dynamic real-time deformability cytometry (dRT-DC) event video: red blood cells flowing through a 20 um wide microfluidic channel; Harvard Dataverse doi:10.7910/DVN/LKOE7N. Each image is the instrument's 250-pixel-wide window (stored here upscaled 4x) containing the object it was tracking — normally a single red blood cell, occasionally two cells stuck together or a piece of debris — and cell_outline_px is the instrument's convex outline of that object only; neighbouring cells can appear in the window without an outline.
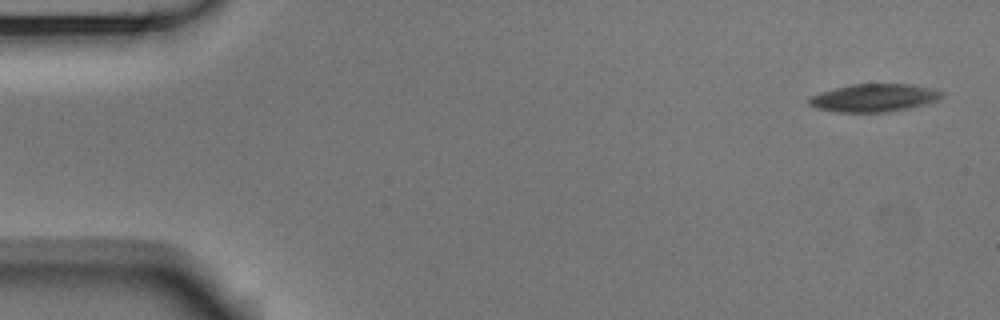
{"species": "Egyptian fruit bat (a non-hibernating species)", "species_latin": "Rousettus aegyptiacus", "temperature_condition": "room temperature", "stored_images_in_passage": 8, "camera_frame_rate_fps": 3000, "um_per_image_px": 0.085, "animal": {"sex": "male"}, "frame": {"image": 1, "passage_image": 1, "time_ms": 0.0, "image_size_px": [1000, 320], "cell_outline_px": [[944, 96], [936, 100], [924, 104], [908, 108], [888, 112], [840, 112], [816, 108], [808, 104], [808, 100], [812, 96], [820, 92], [848, 84], [912, 84], [932, 88], [944, 92]], "centroid_in_image_um": [74.29, 8.31], "position_along_channel_um": 10.7, "area_um2": 21.56}}
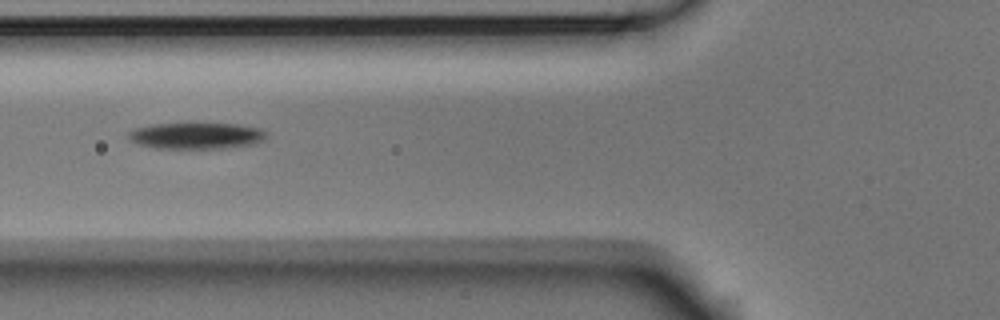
{"frame": {"image": 2, "passage_image": 6, "time_ms": 1.667, "image_size_px": [1000, 320], "cell_outline_px": [[268, 132], [260, 140], [252, 144], [224, 148], [160, 148], [140, 144], [132, 140], [128, 136], [128, 132], [136, 128], [152, 124], [188, 120], [236, 124], [260, 128]], "centroid_in_image_um": [16.67, 11.47], "position_along_channel_um": 109.1, "area_um2": 21.85}}
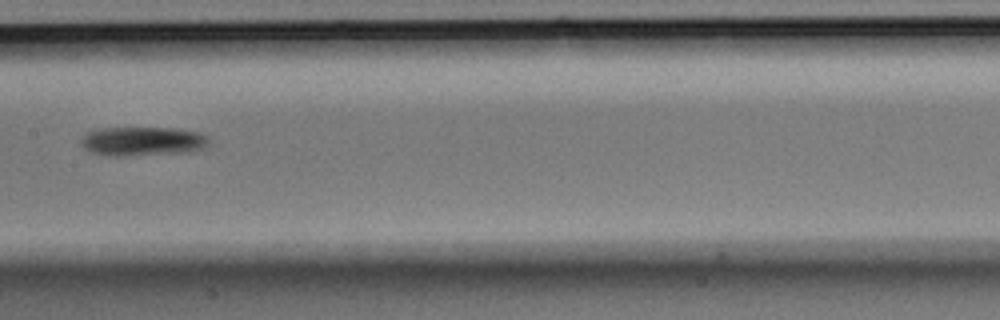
{"frame": {"image": 3, "passage_image": 8, "time_ms": 2.333, "image_size_px": [1000, 320], "cell_outline_px": [[212, 144], [208, 148], [188, 152], [124, 156], [112, 156], [92, 152], [84, 148], [80, 144], [80, 140], [88, 132], [100, 128], [176, 128], [200, 132], [208, 136], [212, 140]], "centroid_in_image_um": [12.23, 12.01], "position_along_channel_um": 195.2, "area_um2": 22.08}}